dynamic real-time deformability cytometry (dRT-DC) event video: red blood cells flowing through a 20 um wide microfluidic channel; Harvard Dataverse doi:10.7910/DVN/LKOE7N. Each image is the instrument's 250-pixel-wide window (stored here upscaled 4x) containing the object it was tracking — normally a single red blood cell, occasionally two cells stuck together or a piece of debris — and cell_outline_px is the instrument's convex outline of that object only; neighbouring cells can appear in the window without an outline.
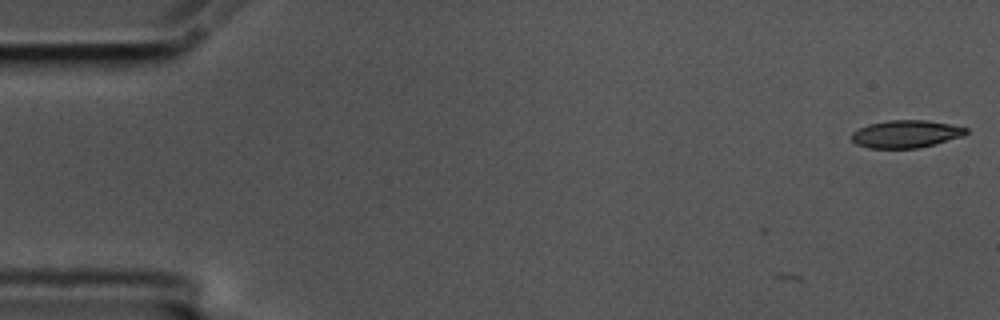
{"species": "common noctule bat (a hibernating species)", "species_latin": "Nyctalus noctula", "temperature_condition": "cold", "stored_images_in_passage": 5, "camera_frame_rate_fps": 3000, "um_per_image_px": 0.085, "animal": {"sex": "male", "body_mass_g": 17.5, "forearm_length_mm": 52.3}, "frame": {"image": 1, "passage_image": 1, "time_ms": 0.0, "image_size_px": [1000, 320], "cell_outline_px": [[968, 132], [964, 136], [936, 144], [920, 148], [868, 148], [856, 144], [852, 140], [852, 132], [868, 124], [888, 120], [924, 120], [952, 124], [968, 128]], "centroid_in_image_um": [77.04, 11.39], "position_along_channel_um": 8.0, "area_um2": 18.55}}